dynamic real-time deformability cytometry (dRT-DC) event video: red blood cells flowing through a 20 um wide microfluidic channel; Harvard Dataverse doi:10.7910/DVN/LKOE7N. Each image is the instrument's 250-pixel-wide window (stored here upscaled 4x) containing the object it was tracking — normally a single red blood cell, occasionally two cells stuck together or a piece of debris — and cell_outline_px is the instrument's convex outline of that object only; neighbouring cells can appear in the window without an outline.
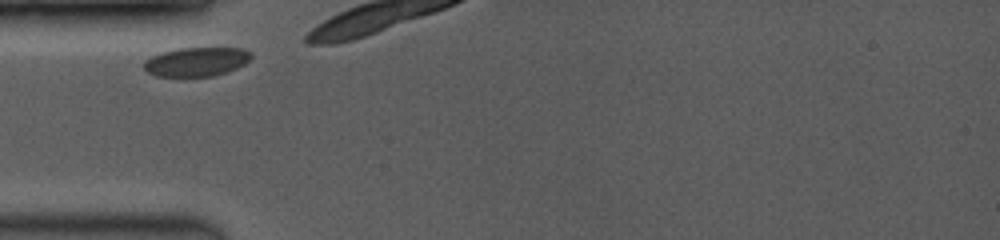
{"species": "common noctule bat (a hibernating species)", "species_latin": "Nyctalus noctula", "temperature_condition": "room temperature", "stored_images_in_passage": 4, "camera_frame_rate_fps": 3500, "um_per_image_px": 0.085, "animal": {"sex": "female", "body_mass_g": 19.0, "forearm_length_mm": 53.3}, "frame": {"image": 1, "passage_image": 1, "time_ms": 0.0, "image_size_px": [1000, 240], "cell_outline_px": [[252, 56], [244, 64], [236, 68], [212, 76], [156, 76], [148, 72], [144, 68], [144, 60], [152, 56], [176, 48], [240, 48], [252, 52]], "centroid_in_image_um": [16.69, 5.24], "position_along_channel_um": 68.3, "area_um2": 17.92}}